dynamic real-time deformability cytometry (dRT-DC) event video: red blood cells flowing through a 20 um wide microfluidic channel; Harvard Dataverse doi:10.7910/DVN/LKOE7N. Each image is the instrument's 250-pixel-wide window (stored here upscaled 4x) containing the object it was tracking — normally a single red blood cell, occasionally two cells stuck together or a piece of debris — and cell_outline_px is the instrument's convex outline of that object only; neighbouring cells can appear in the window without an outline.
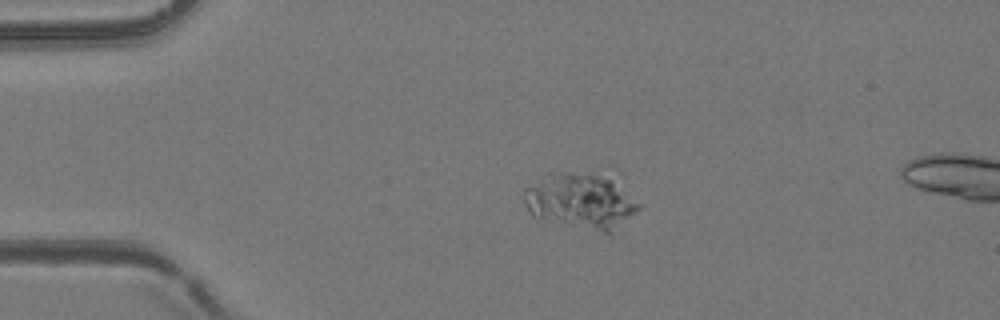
{"species": "common noctule bat (a hibernating species)", "species_latin": "Nyctalus noctula", "temperature_condition": "room temperature", "stored_images_in_passage": 7, "camera_frame_rate_fps": 3000, "um_per_image_px": 0.085, "animal": {"sex": "female", "body_mass_g": 24.6, "forearm_length_mm": 56.2}, "frame": {"image": 1, "passage_image": 3, "time_ms": 2.333, "image_size_px": [1000, 320], "cell_outline_px": [[640, 208], [636, 212], [608, 232], [604, 232], [532, 216], [528, 212], [524, 204], [524, 188], [548, 172], [568, 172], [596, 176], [608, 180], [640, 204]], "centroid_in_image_um": [49.22, 17.08], "position_along_channel_um": 35.8, "area_um2": 35.32}}
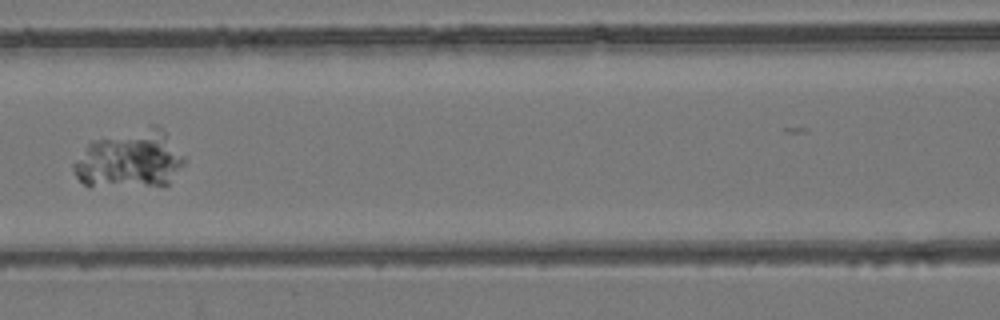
{"frame": {"image": 2, "passage_image": 6, "time_ms": 6.667, "image_size_px": [1000, 320], "cell_outline_px": [[184, 164], [168, 184], [88, 188], [76, 176], [72, 168], [72, 164], [88, 144], [92, 140], [148, 124], [156, 124], [164, 132], [184, 156]], "centroid_in_image_um": [11.0, 13.54], "position_along_channel_um": 155.6, "area_um2": 37.69}}